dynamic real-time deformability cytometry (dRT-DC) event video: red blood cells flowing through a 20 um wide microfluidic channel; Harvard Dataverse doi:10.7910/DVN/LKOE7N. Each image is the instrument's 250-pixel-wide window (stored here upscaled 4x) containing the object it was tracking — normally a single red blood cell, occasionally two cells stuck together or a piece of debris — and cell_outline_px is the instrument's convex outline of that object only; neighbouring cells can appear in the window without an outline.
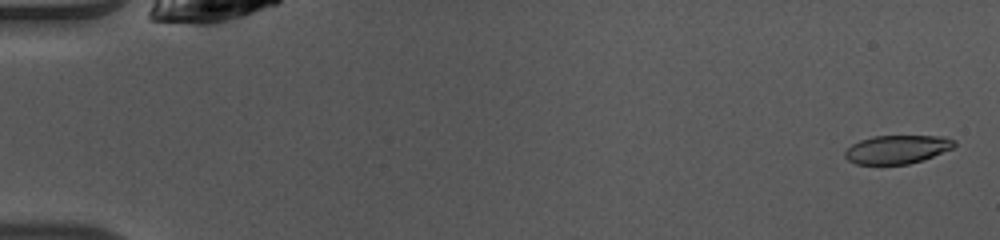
{"species": "common noctule bat (a hibernating species)", "species_latin": "Nyctalus noctula", "temperature_condition": "warm", "stored_images_in_passage": 49, "camera_frame_rate_fps": 3000, "um_per_image_px": 0.085, "animal": {"sex": "female", "body_mass_g": 10.0, "forearm_length_mm": 53.1}, "frame": {"image": 1, "passage_image": 2, "time_ms": 0.333, "image_size_px": [1000, 240], "cell_outline_px": [[956, 144], [952, 148], [932, 156], [908, 164], [856, 164], [848, 160], [844, 156], [844, 152], [852, 144], [860, 140], [872, 136], [940, 136], [956, 140]], "centroid_in_image_um": [76.23, 12.69], "position_along_channel_um": 8.8, "area_um2": 17.98}}
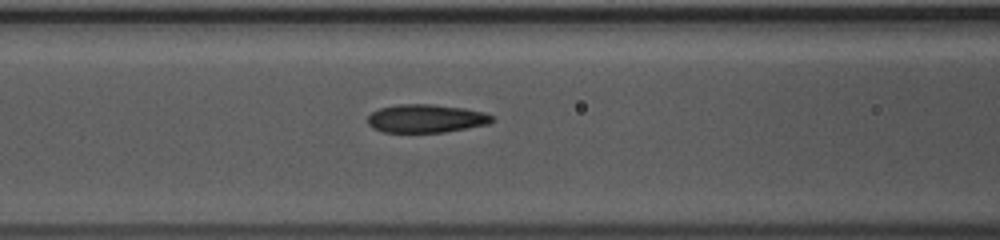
{"frame": {"image": 2, "passage_image": 21, "time_ms": 6.667, "image_size_px": [1000, 240], "cell_outline_px": [[496, 120], [488, 124], [444, 132], [384, 132], [372, 128], [368, 124], [368, 116], [372, 112], [380, 108], [400, 104], [432, 104], [464, 108], [484, 112], [496, 116]], "centroid_in_image_um": [36.25, 10.07], "position_along_channel_um": 130.4, "area_um2": 20.58}}
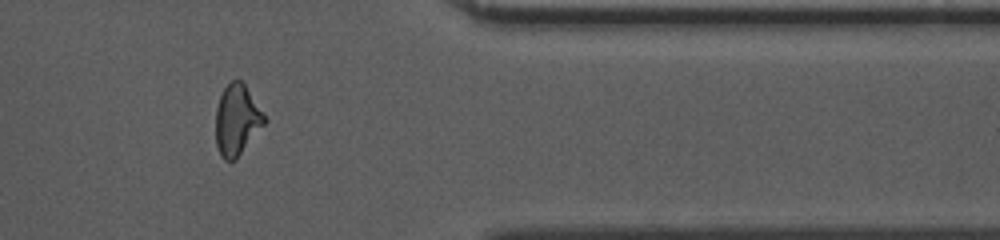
{"frame": {"image": 3, "passage_image": 41, "time_ms": 13.333, "image_size_px": [1000, 240], "cell_outline_px": [[268, 120], [236, 160], [224, 160], [220, 156], [216, 144], [216, 108], [220, 96], [224, 88], [232, 80], [240, 80], [244, 84], [264, 112]], "centroid_in_image_um": [20.15, 10.22], "position_along_channel_um": 391.3, "area_um2": 20.17}, "authors_computed_cell_mechanics": {"area_um2": 20.1722, "velocity_mm_per_s": 4.1213, "shape_relaxation_time_tau1_ms": 5.6517, "shape_relaxation_time_tau2_ms": 1.5217, "deformation_change_tau1": 0.179, "deformation_change_tau2": 0.0743}}